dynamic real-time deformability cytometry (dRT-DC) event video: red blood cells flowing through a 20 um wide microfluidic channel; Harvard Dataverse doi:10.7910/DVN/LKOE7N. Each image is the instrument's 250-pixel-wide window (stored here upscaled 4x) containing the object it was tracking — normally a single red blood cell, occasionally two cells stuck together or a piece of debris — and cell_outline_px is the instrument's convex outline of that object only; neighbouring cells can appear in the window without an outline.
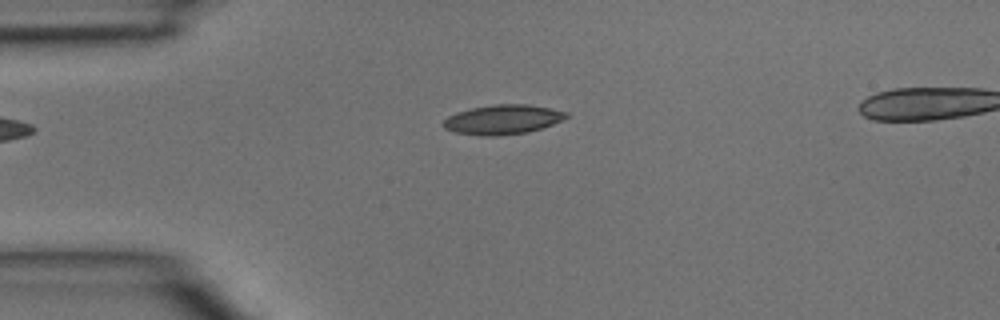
{"species": "common noctule bat (a hibernating species)", "species_latin": "Nyctalus noctula", "temperature_condition": "room temperature", "stored_images_in_passage": 2, "camera_frame_rate_fps": 3000, "um_per_image_px": 0.085, "animal": {"sex": "male", "body_mass_g": 15.6}, "frame": {"image": 1, "passage_image": 1, "time_ms": 0.0, "image_size_px": [1000, 320], "cell_outline_px": [[568, 116], [552, 124], [528, 132], [496, 136], [480, 136], [456, 132], [444, 128], [444, 120], [448, 116], [456, 112], [472, 108], [492, 104], [528, 104], [568, 112]], "centroid_in_image_um": [42.71, 10.16], "position_along_channel_um": 42.3, "area_um2": 20.98}}